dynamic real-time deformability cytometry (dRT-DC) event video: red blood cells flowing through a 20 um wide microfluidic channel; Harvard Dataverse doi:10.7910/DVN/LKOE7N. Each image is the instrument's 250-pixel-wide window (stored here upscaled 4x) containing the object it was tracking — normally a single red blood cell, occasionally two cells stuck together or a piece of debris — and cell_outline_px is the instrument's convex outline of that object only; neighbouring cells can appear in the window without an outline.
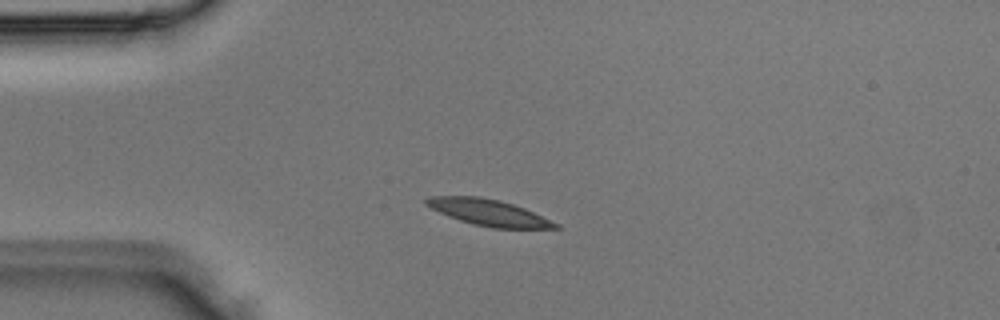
{"species": "Egyptian fruit bat (a non-hibernating species)", "species_latin": "Rousettus aegyptiacus", "temperature_condition": "room temperature", "stored_images_in_passage": 2, "camera_frame_rate_fps": 3000, "um_per_image_px": 0.085, "animal": {"sex": "male"}, "frame": {"image": 1, "passage_image": 2, "time_ms": 0.333, "image_size_px": [1000, 320], "cell_outline_px": [[560, 228], [492, 228], [472, 224], [448, 216], [424, 204], [424, 200], [428, 196], [480, 196], [500, 200], [524, 208], [560, 224]], "centroid_in_image_um": [41.52, 18.06], "position_along_channel_um": 43.5, "area_um2": 19.71}}